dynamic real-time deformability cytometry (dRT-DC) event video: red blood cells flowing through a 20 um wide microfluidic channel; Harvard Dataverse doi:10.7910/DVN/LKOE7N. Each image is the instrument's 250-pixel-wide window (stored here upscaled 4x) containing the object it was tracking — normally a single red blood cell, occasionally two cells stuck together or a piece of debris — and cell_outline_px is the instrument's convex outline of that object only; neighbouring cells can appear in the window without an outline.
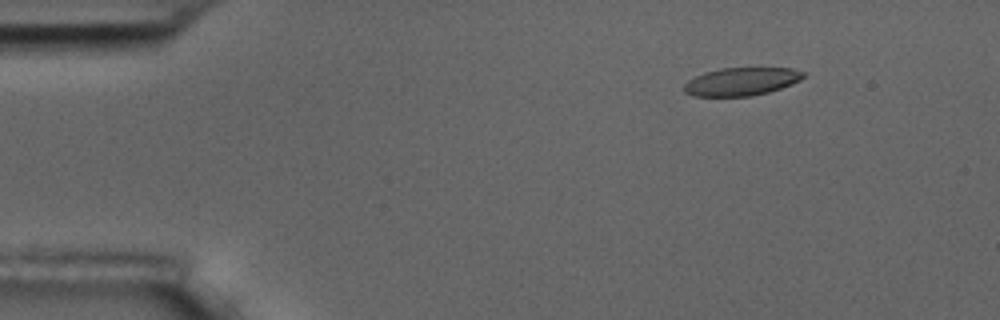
{"species": "common noctule bat (a hibernating species)", "species_latin": "Nyctalus noctula", "temperature_condition": "room temperature", "stored_images_in_passage": 5, "camera_frame_rate_fps": 3000, "um_per_image_px": 0.085, "animal": {"sex": "male", "body_mass_g": 17.5, "forearm_length_mm": 52.3}, "frame": {"image": 1, "passage_image": 2, "time_ms": 2.0, "image_size_px": [1000, 320], "cell_outline_px": [[804, 76], [800, 80], [792, 84], [768, 92], [752, 96], [692, 96], [684, 92], [684, 84], [688, 80], [704, 72], [720, 68], [792, 68], [804, 72]], "centroid_in_image_um": [63.0, 6.93], "position_along_channel_um": 22.0, "area_um2": 19.48}}